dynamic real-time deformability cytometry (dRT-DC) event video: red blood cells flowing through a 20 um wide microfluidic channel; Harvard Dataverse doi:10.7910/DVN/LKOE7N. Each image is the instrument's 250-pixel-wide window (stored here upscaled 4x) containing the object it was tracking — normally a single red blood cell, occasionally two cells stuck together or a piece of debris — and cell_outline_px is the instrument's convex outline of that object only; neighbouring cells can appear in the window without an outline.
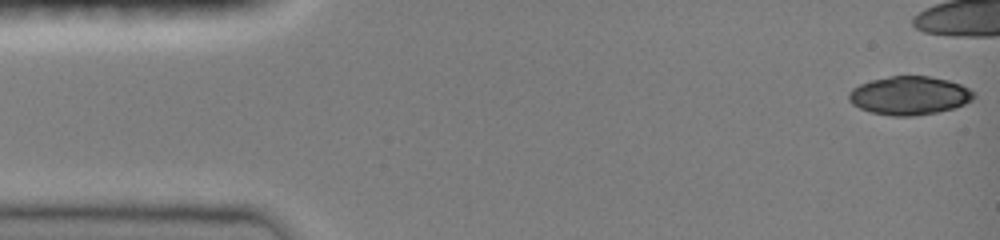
{"species": "common noctule bat (a hibernating species)", "species_latin": "Nyctalus noctula", "temperature_condition": "room temperature", "stored_images_in_passage": 38, "camera_frame_rate_fps": 3000, "um_per_image_px": 0.085, "animal": {"sex": "female", "body_mass_g": 19.0, "forearm_length_mm": 51.5}, "frame": {"image": 1, "passage_image": 1, "time_ms": 0.0, "image_size_px": [1000, 240], "cell_outline_px": [[976, 96], [972, 100], [956, 108], [936, 112], [912, 116], [892, 116], [872, 112], [860, 108], [852, 104], [848, 100], [848, 92], [852, 88], [860, 84], [872, 80], [888, 76], [928, 76], [948, 80], [960, 84], [976, 92]], "centroid_in_image_um": [77.31, 8.12], "position_along_channel_um": 7.7, "area_um2": 28.15}}